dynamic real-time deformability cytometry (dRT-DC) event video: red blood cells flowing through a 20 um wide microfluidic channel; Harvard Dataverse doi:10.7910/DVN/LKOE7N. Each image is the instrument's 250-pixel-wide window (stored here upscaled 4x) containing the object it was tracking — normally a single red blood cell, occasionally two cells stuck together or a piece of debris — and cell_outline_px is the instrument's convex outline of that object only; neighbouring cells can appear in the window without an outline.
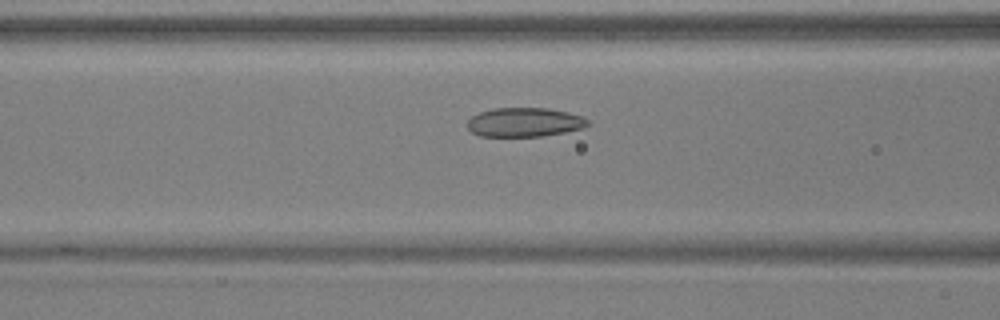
{"species": "common noctule bat (a hibernating species)", "species_latin": "Nyctalus noctula", "temperature_condition": "warm", "stored_images_in_passage": 50, "camera_frame_rate_fps": 3000, "um_per_image_px": 0.085, "animal": {"sex": "male", "body_mass_g": 17.9, "forearm_length_mm": 54.2}, "frame": {"image": 1, "passage_image": 19, "time_ms": 6.0, "image_size_px": [1000, 320], "cell_outline_px": [[588, 124], [584, 128], [544, 136], [480, 136], [472, 132], [468, 128], [468, 120], [472, 116], [480, 112], [492, 108], [548, 108], [568, 112], [584, 116], [588, 120]], "centroid_in_image_um": [44.6, 10.38], "position_along_channel_um": 122.0, "area_um2": 20.46}}
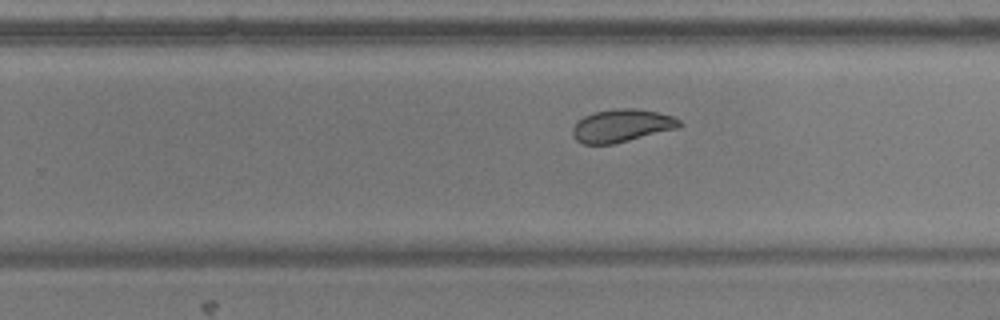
{"frame": {"image": 2, "passage_image": 31, "time_ms": 10.0, "image_size_px": [1000, 320], "cell_outline_px": [[680, 124], [676, 128], [612, 144], [584, 144], [576, 140], [572, 132], [572, 128], [584, 116], [592, 112], [624, 108], [636, 108], [656, 112], [672, 116], [680, 120]], "centroid_in_image_um": [52.81, 10.67], "position_along_channel_um": 277.0, "area_um2": 19.94}}
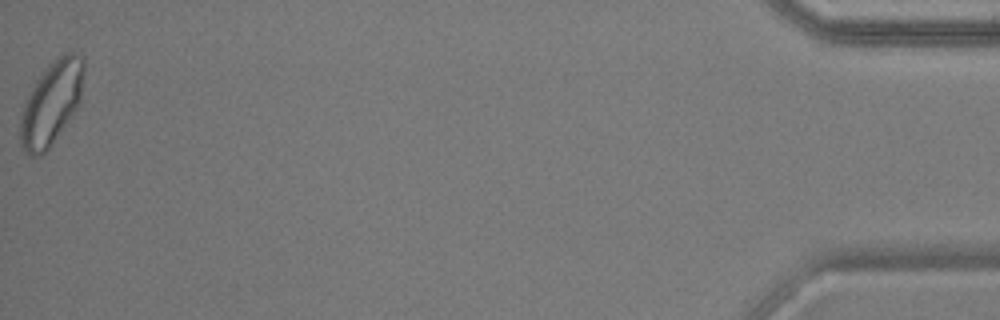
{"frame": {"image": 3, "passage_image": 50, "time_ms": 16.333, "image_size_px": [1000, 320], "cell_outline_px": [[84, 72], [80, 104], [48, 148], [40, 156], [28, 156], [24, 152], [20, 144], [20, 120], [24, 100], [36, 80], [44, 68], [56, 56], [68, 52], [76, 52], [84, 56]], "centroid_in_image_um": [4.36, 8.72], "position_along_channel_um": 430.8, "area_um2": 31.27}, "authors_computed_cell_mechanics": {"area_um2": 22.4264, "velocity_mm_per_s": 3.883, "shape_relaxation_time_tau1_ms": 7.008, "shape_relaxation_time_tau2_ms": 1.642, "deformation_change_tau1": 0.173, "deformation_change_tau2": 0.0672}}